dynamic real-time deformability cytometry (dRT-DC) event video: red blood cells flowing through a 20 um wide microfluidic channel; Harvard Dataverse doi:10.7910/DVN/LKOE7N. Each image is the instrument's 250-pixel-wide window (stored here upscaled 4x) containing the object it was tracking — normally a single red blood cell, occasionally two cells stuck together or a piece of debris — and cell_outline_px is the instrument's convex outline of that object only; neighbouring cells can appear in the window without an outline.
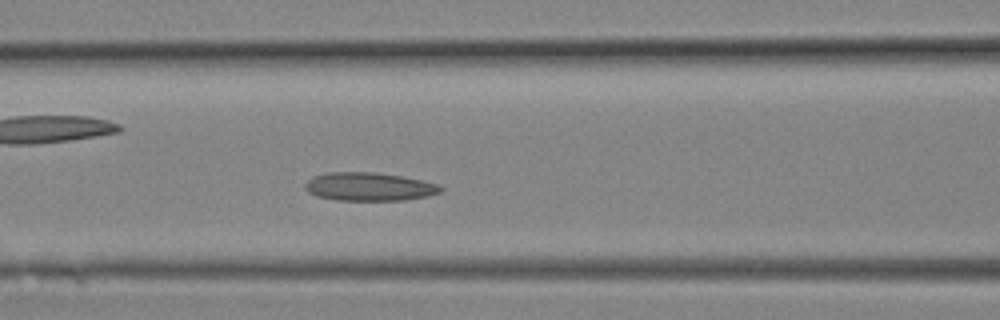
{"species": "Egyptian fruit bat (a non-hibernating species)", "species_latin": "Rousettus aegyptiacus", "temperature_condition": "room temperature", "stored_images_in_passage": 7, "camera_frame_rate_fps": 3000, "um_per_image_px": 0.085, "animal": {"sex": "female"}, "frame": {"image": 1, "passage_image": 7, "time_ms": 2.0, "image_size_px": [1000, 320], "cell_outline_px": [[444, 188], [440, 192], [428, 196], [404, 200], [336, 200], [316, 196], [308, 192], [304, 188], [304, 184], [312, 176], [328, 172], [376, 172], [400, 176], [440, 184]], "centroid_in_image_um": [31.36, 15.86], "position_along_channel_um": 135.2, "area_um2": 22.48}}